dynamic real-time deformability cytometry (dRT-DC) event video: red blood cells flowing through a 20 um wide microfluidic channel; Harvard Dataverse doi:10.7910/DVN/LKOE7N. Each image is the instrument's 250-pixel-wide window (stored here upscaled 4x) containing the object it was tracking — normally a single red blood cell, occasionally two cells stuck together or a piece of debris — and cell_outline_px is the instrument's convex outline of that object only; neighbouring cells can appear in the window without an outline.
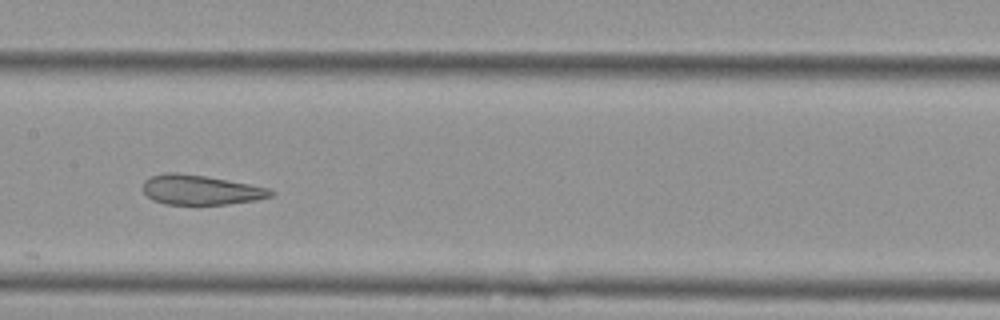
{"species": "Egyptian fruit bat (a non-hibernating species)", "species_latin": "Rousettus aegyptiacus", "temperature_condition": "cold", "stored_images_in_passage": 10, "camera_frame_rate_fps": 3000, "um_per_image_px": 0.085, "animal": {"sex": "female"}, "frame": {"image": 1, "passage_image": 9, "time_ms": 2.667, "image_size_px": [1000, 320], "cell_outline_px": [[276, 192], [272, 196], [256, 200], [228, 204], [164, 204], [152, 200], [144, 192], [144, 180], [152, 176], [164, 172], [180, 172], [228, 180], [268, 188]], "centroid_in_image_um": [17.05, 16.14], "position_along_channel_um": 190.4, "area_um2": 22.08}}
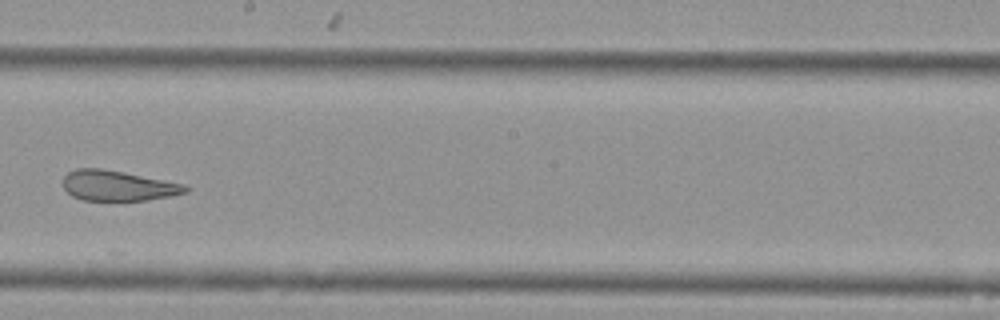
{"frame": {"image": 2, "passage_image": 10, "time_ms": 3.0, "image_size_px": [1000, 320], "cell_outline_px": [[192, 188], [188, 192], [148, 200], [84, 200], [72, 196], [64, 188], [64, 176], [68, 172], [76, 168], [100, 168], [124, 172], [184, 184]], "centroid_in_image_um": [10.03, 15.78], "position_along_channel_um": 238.2, "area_um2": 21.5}}